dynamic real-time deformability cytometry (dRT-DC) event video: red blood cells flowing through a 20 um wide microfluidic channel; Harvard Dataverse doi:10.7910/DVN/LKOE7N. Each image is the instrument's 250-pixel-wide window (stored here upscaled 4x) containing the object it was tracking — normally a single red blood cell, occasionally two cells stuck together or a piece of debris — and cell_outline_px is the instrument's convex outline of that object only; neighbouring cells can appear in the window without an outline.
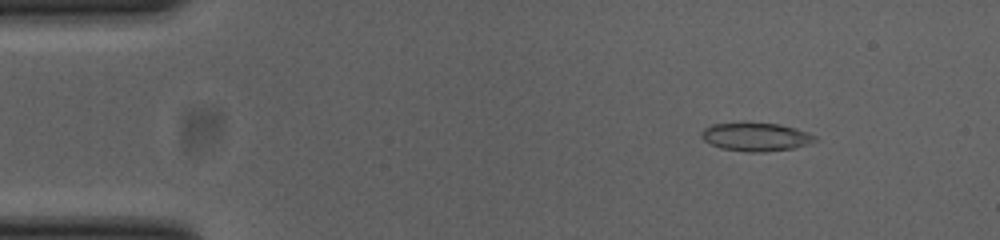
{"species": "common noctule bat (a hibernating species)", "species_latin": "Nyctalus noctula", "temperature_condition": "cold", "stored_images_in_passage": 53, "camera_frame_rate_fps": 3000, "um_per_image_px": 0.085, "animal": {"sex": "female", "body_mass_g": 23.0, "forearm_length_mm": 53.4}, "frame": {"image": 1, "passage_image": 7, "time_ms": 2.0, "image_size_px": [1000, 240], "cell_outline_px": [[820, 140], [796, 148], [764, 152], [744, 152], [720, 148], [704, 140], [700, 136], [700, 132], [704, 128], [712, 124], [780, 124], [796, 128], [808, 132], [816, 136]], "centroid_in_image_um": [64.29, 11.66], "position_along_channel_um": 20.7, "area_um2": 18.73}}
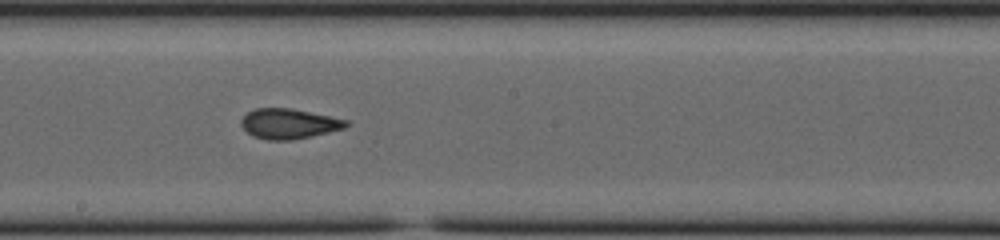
{"frame": {"image": 2, "passage_image": 29, "time_ms": 9.333, "image_size_px": [1000, 240], "cell_outline_px": [[352, 124], [344, 128], [312, 136], [292, 140], [268, 140], [252, 136], [240, 124], [240, 120], [248, 112], [256, 108], [292, 108], [348, 120]], "centroid_in_image_um": [24.57, 10.51], "position_along_channel_um": 223.6, "area_um2": 18.44}}
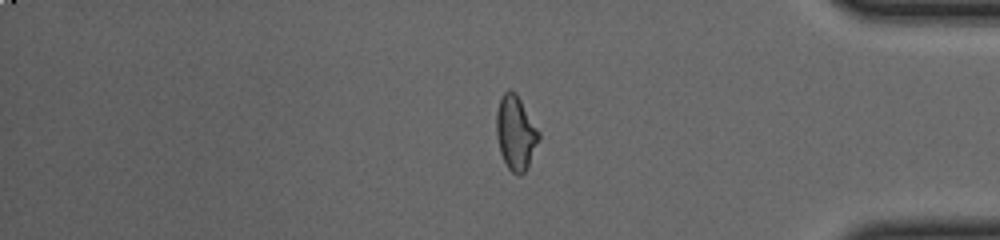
{"frame": {"image": 3, "passage_image": 44, "time_ms": 14.333, "image_size_px": [1000, 240], "cell_outline_px": [[540, 140], [524, 172], [520, 176], [516, 176], [508, 168], [500, 152], [496, 136], [496, 112], [500, 100], [504, 92], [508, 88], [516, 92], [540, 132]], "centroid_in_image_um": [43.83, 11.28], "position_along_channel_um": 391.4, "area_um2": 18.44}, "authors_computed_cell_mechanics": {"area_um2": 18.3804, "velocity_mm_per_s": 3.8707, "shape_relaxation_time_tau1_ms": 6.4907, "shape_relaxation_time_tau2_ms": 1.0654, "deformation_change_tau1": 0.1468, "deformation_change_tau2": 0.0698}}